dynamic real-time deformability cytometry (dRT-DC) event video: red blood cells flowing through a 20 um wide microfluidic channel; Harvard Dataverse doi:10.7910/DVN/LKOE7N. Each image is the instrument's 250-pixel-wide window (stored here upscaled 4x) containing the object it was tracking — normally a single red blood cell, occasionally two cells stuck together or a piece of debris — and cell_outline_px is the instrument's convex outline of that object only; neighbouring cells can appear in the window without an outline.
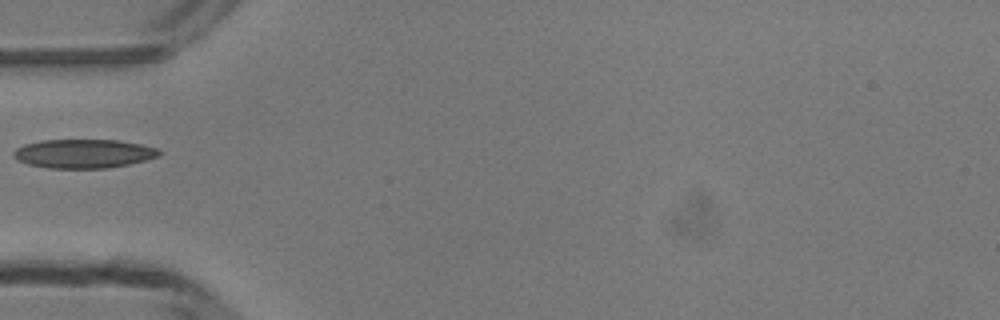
{"species": "common noctule bat (a hibernating species)", "species_latin": "Nyctalus noctula", "temperature_condition": "room temperature", "stored_images_in_passage": 1, "camera_frame_rate_fps": 3000, "um_per_image_px": 0.085, "animal": {"sex": "male", "body_mass_g": 13.3}, "frame": {"image": 1, "passage_image": 1, "time_ms": 0.0, "image_size_px": [1000, 320], "cell_outline_px": [[164, 152], [160, 156], [128, 164], [108, 168], [48, 168], [28, 164], [12, 156], [12, 152], [16, 148], [24, 144], [40, 140], [120, 140], [140, 144], [156, 148]], "centroid_in_image_um": [7.11, 13.05], "position_along_channel_um": 77.9, "area_um2": 24.57}}